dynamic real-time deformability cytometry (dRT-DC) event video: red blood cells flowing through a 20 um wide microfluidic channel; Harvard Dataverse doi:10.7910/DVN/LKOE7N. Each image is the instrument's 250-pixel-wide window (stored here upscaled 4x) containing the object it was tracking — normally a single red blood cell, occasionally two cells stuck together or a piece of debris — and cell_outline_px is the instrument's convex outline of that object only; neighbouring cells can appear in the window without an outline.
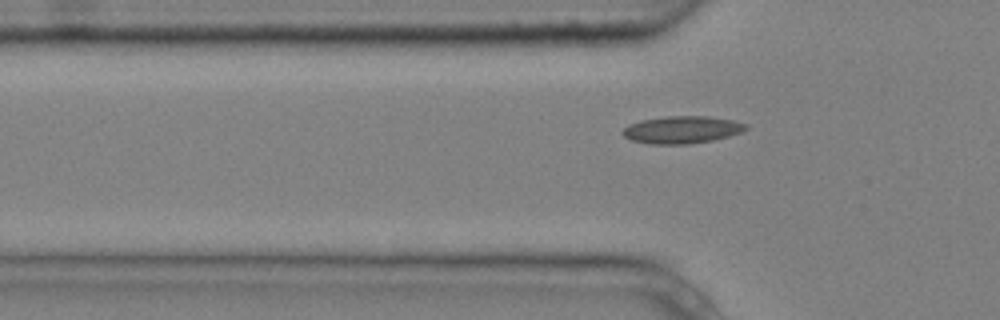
{"species": "common noctule bat (a hibernating species)", "species_latin": "Nyctalus noctula", "temperature_condition": "cold", "stored_images_in_passage": 2, "camera_frame_rate_fps": 3000, "um_per_image_px": 0.085, "animal": {"sex": "male", "body_mass_g": 20.4}, "frame": {"image": 1, "passage_image": 2, "time_ms": 0.333, "image_size_px": [1000, 320], "cell_outline_px": [[748, 128], [740, 132], [728, 136], [712, 140], [688, 144], [648, 144], [632, 140], [624, 136], [620, 132], [628, 124], [640, 120], [664, 116], [708, 116], [732, 120], [748, 124]], "centroid_in_image_um": [57.93, 11.02], "position_along_channel_um": 67.9, "area_um2": 19.71}}